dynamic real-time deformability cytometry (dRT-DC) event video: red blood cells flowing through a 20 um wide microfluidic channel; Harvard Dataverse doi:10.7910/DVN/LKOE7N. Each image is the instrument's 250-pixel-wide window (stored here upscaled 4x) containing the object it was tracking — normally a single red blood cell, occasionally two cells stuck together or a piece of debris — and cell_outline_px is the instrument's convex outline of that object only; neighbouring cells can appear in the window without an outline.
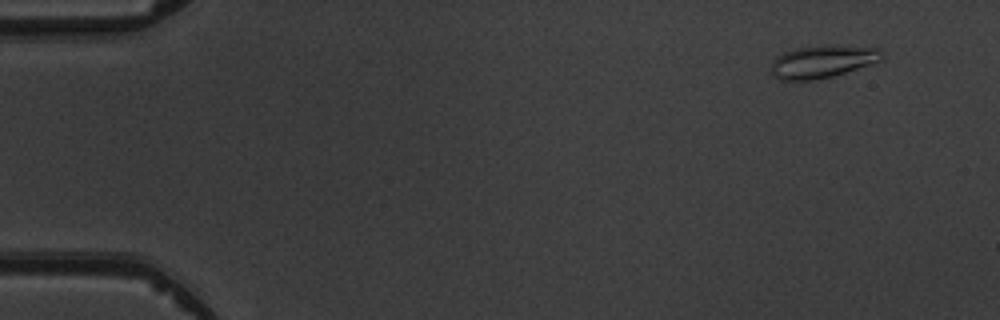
{"species": "common noctule bat (a hibernating species)", "species_latin": "Nyctalus noctula", "temperature_condition": "warm", "stored_images_in_passage": 6, "camera_frame_rate_fps": 3000, "um_per_image_px": 0.085, "animal": {"sex": "male", "body_mass_g": 19.5, "forearm_length_mm": 54.6}, "frame": {"image": 1, "passage_image": 1, "time_ms": 0.0, "image_size_px": [1000, 320], "cell_outline_px": [[884, 56], [880, 60], [832, 76], [816, 80], [776, 80], [768, 72], [768, 68], [772, 60], [776, 56], [784, 52], [800, 48], [880, 48], [884, 52]], "centroid_in_image_um": [69.76, 5.3], "position_along_channel_um": 15.2, "area_um2": 20.17}}
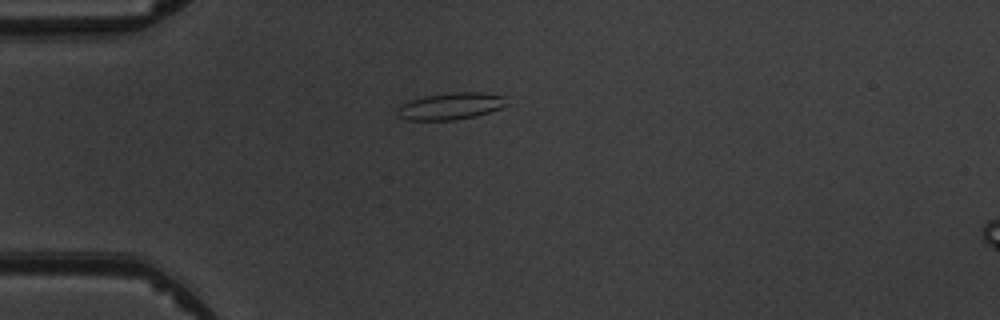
{"frame": {"image": 2, "passage_image": 4, "time_ms": 3.333, "image_size_px": [1000, 320], "cell_outline_px": [[508, 104], [500, 108], [476, 116], [456, 120], [408, 120], [396, 116], [396, 108], [400, 104], [424, 96], [452, 92], [484, 92], [508, 96]], "centroid_in_image_um": [38.32, 9.01], "position_along_channel_um": 46.7, "area_um2": 17.46}}
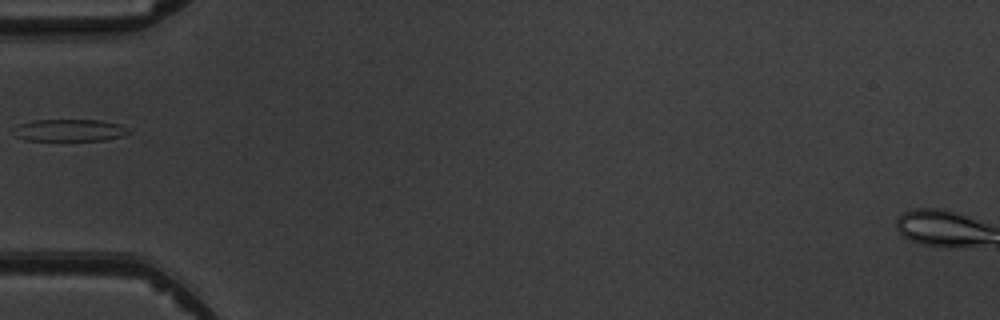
{"frame": {"image": 3, "passage_image": 5, "time_ms": 4.667, "image_size_px": [1000, 320], "cell_outline_px": [[132, 132], [124, 136], [104, 140], [24, 140], [16, 136], [20, 124], [32, 120], [100, 120], [120, 124], [132, 128]], "centroid_in_image_um": [6.07, 11.07], "position_along_channel_um": 78.9, "area_um2": 14.74}}